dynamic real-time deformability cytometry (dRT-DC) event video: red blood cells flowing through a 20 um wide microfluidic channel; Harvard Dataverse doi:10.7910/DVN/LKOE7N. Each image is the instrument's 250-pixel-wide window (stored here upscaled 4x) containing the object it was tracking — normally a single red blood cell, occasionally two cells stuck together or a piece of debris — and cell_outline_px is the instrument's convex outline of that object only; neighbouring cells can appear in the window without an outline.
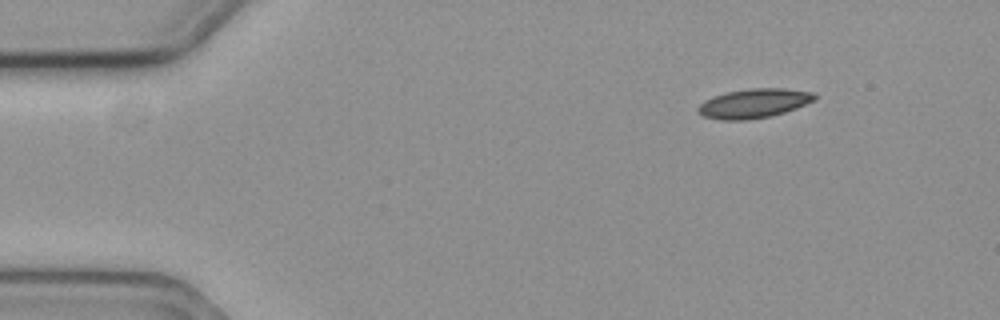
{"species": "common noctule bat (a hibernating species)", "species_latin": "Nyctalus noctula", "temperature_condition": "cold", "stored_images_in_passage": 51, "camera_frame_rate_fps": 3000, "um_per_image_px": 0.085, "animal": {"sex": "female", "body_mass_g": 19.3, "forearm_length_mm": 54.1}, "frame": {"image": 1, "passage_image": 1, "time_ms": 0.0, "image_size_px": [1000, 320], "cell_outline_px": [[816, 100], [796, 108], [772, 116], [748, 120], [720, 120], [704, 116], [696, 108], [704, 100], [728, 92], [748, 88], [784, 88], [816, 92]], "centroid_in_image_um": [64.13, 8.78], "position_along_channel_um": 20.9, "area_um2": 19.94}}
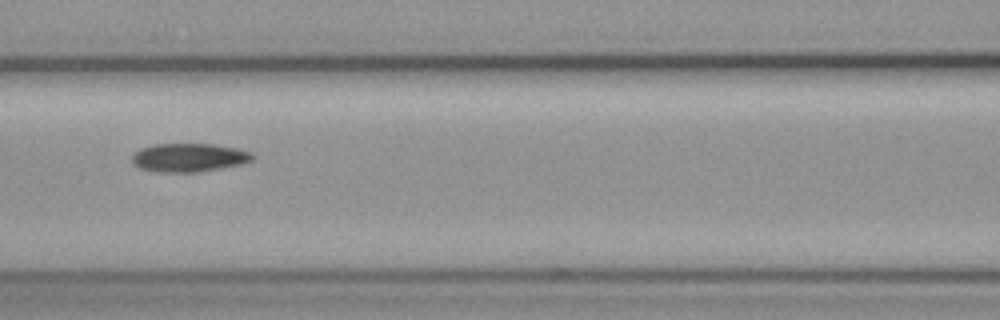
{"frame": {"image": 2, "passage_image": 19, "time_ms": 6.0, "image_size_px": [1000, 320], "cell_outline_px": [[256, 156], [252, 160], [240, 164], [220, 168], [196, 172], [152, 172], [140, 168], [132, 164], [132, 156], [140, 148], [152, 144], [212, 144], [240, 148], [252, 152]], "centroid_in_image_um": [16.06, 13.39], "position_along_channel_um": 150.5, "area_um2": 20.23}}
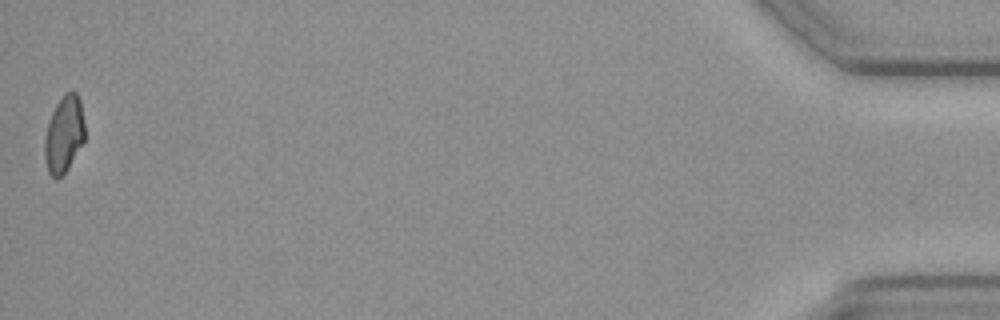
{"frame": {"image": 3, "passage_image": 51, "time_ms": 16.667, "image_size_px": [1000, 320], "cell_outline_px": [[84, 140], [68, 168], [56, 180], [48, 172], [44, 156], [44, 136], [52, 112], [56, 104], [64, 92], [72, 88], [76, 92], [80, 100], [84, 124]], "centroid_in_image_um": [5.43, 11.37], "position_along_channel_um": 429.8, "area_um2": 18.03}, "authors_computed_cell_mechanics": {"area_um2": 19.5942, "velocity_mm_per_s": 3.588, "shape_relaxation_time_tau1_ms": 9.4725, "shape_relaxation_time_tau2_ms": 11.2118, "deformation_change_tau1": 0.175, "deformation_change_tau2": 0.162}}